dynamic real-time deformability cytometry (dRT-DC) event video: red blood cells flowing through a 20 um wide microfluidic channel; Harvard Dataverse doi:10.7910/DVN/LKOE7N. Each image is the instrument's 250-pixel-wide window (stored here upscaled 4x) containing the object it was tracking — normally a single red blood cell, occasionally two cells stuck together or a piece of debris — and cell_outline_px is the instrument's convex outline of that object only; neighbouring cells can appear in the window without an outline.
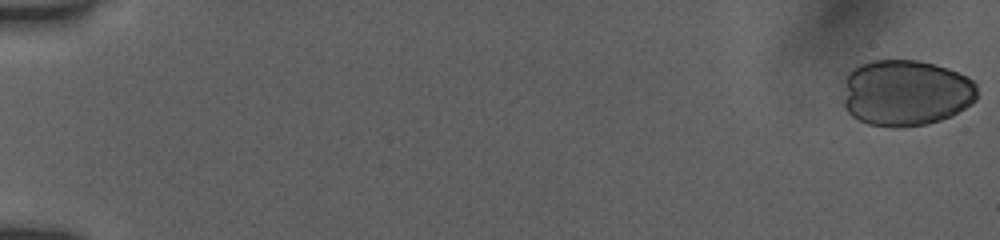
{"species": "human", "species_latin": "Homo sapiens", "temperature_condition": "room temperature", "stored_images_in_passage": 51, "camera_frame_rate_fps": 3000, "um_per_image_px": 0.085, "donor": {"sex": "female"}, "frame": {"image": 1, "passage_image": 1, "time_ms": 0.0, "image_size_px": [1000, 240], "cell_outline_px": [[976, 100], [972, 104], [952, 116], [928, 124], [904, 128], [888, 128], [868, 124], [852, 116], [848, 112], [844, 104], [844, 80], [848, 72], [852, 68], [860, 64], [872, 60], [916, 60], [948, 68], [968, 76], [976, 84]], "centroid_in_image_um": [76.99, 7.9], "position_along_channel_um": 8.0, "area_um2": 52.48}}
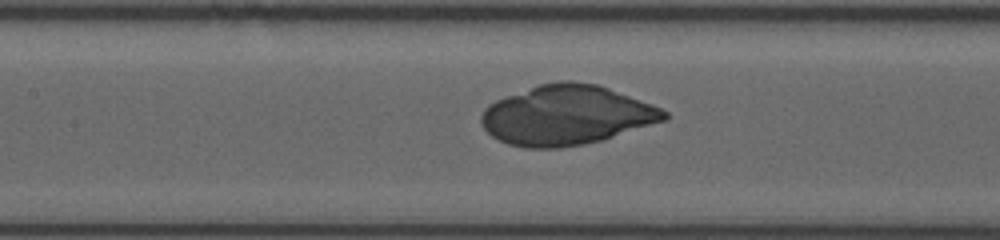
{"frame": {"image": 2, "passage_image": 27, "time_ms": 8.667, "image_size_px": [1000, 240], "cell_outline_px": [[668, 116], [664, 120], [604, 140], [584, 144], [560, 148], [524, 148], [508, 144], [492, 136], [484, 128], [480, 120], [480, 116], [484, 108], [488, 104], [504, 96], [540, 84], [556, 80], [572, 80], [596, 84], [608, 88], [660, 108], [668, 112]], "centroid_in_image_um": [48.1, 9.79], "position_along_channel_um": 159.3, "area_um2": 63.52}}
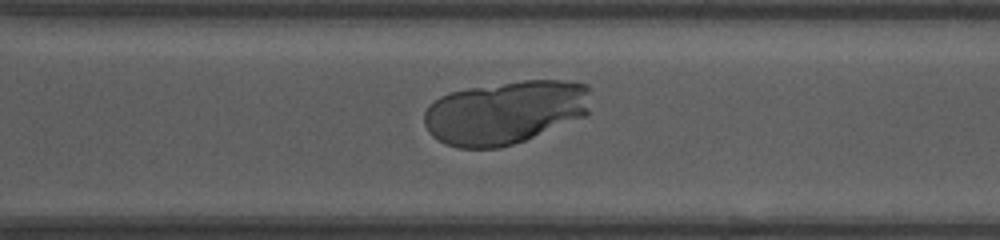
{"frame": {"image": 3, "passage_image": 40, "time_ms": 13.0, "image_size_px": [1000, 240], "cell_outline_px": [[588, 112], [584, 116], [524, 140], [500, 148], [460, 148], [444, 144], [432, 136], [428, 132], [424, 124], [424, 112], [440, 96], [448, 92], [468, 88], [524, 80], [564, 80], [588, 84]], "centroid_in_image_um": [42.9, 9.55], "position_along_channel_um": 327.7, "area_um2": 61.33}}